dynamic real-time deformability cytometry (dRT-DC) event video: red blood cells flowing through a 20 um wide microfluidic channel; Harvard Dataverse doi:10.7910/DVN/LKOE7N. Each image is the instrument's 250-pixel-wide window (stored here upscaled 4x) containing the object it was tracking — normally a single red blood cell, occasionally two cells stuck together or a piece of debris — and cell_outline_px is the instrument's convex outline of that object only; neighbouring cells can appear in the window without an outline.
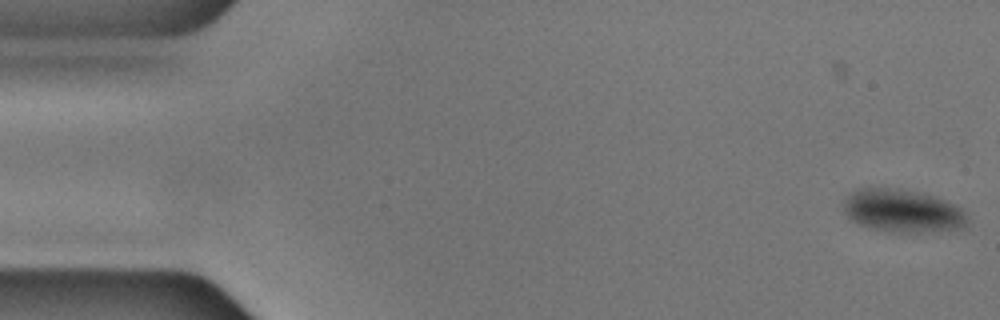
{"species": "common noctule bat (a hibernating species)", "species_latin": "Nyctalus noctula", "temperature_condition": "cold", "stored_images_in_passage": 48, "camera_frame_rate_fps": 3000, "um_per_image_px": 0.085, "animal": {"sex": "male", "body_mass_g": 17.9, "forearm_length_mm": 54.2}, "frame": {"image": 1, "passage_image": 1, "time_ms": 0.0, "image_size_px": [1000, 320], "cell_outline_px": [[968, 224], [964, 228], [920, 232], [892, 232], [872, 228], [860, 224], [852, 220], [844, 212], [840, 204], [856, 188], [896, 188], [924, 192], [936, 196], [956, 204], [968, 216]], "centroid_in_image_um": [76.73, 17.9], "position_along_channel_um": 8.3, "area_um2": 31.39}}
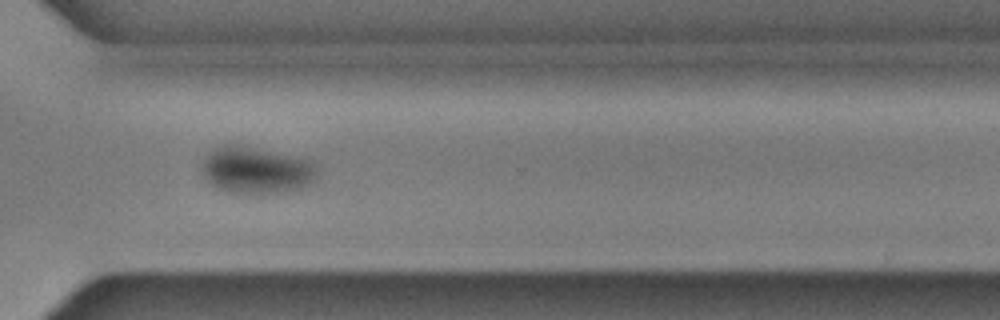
{"frame": {"image": 2, "passage_image": 40, "time_ms": 13.0, "image_size_px": [1000, 320], "cell_outline_px": [[320, 176], [316, 180], [304, 188], [288, 192], [232, 192], [220, 188], [212, 184], [204, 176], [200, 168], [208, 152], [224, 144], [236, 144], [312, 160], [316, 164], [320, 172]], "centroid_in_image_um": [21.86, 14.45], "position_along_channel_um": 348.7, "area_um2": 31.5}}
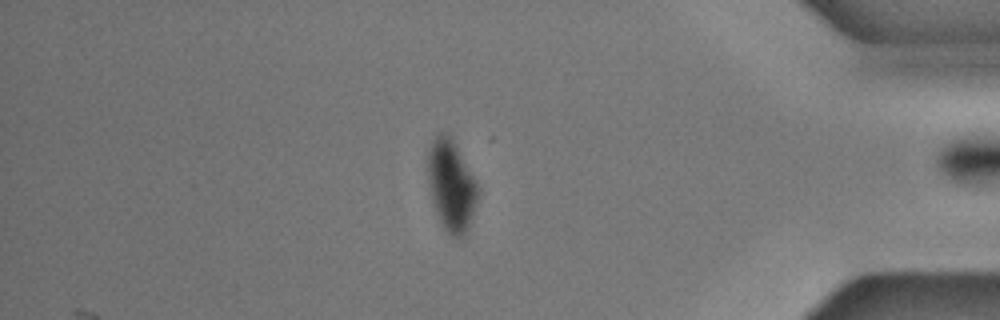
{"frame": {"image": 3, "passage_image": 47, "time_ms": 15.333, "image_size_px": [1000, 320], "cell_outline_px": [[480, 192], [472, 220], [464, 236], [452, 236], [444, 228], [436, 212], [428, 188], [428, 152], [432, 140], [440, 132], [448, 132], [456, 144], [480, 188]], "centroid_in_image_um": [38.38, 15.75], "position_along_channel_um": 396.8, "area_um2": 26.76}}